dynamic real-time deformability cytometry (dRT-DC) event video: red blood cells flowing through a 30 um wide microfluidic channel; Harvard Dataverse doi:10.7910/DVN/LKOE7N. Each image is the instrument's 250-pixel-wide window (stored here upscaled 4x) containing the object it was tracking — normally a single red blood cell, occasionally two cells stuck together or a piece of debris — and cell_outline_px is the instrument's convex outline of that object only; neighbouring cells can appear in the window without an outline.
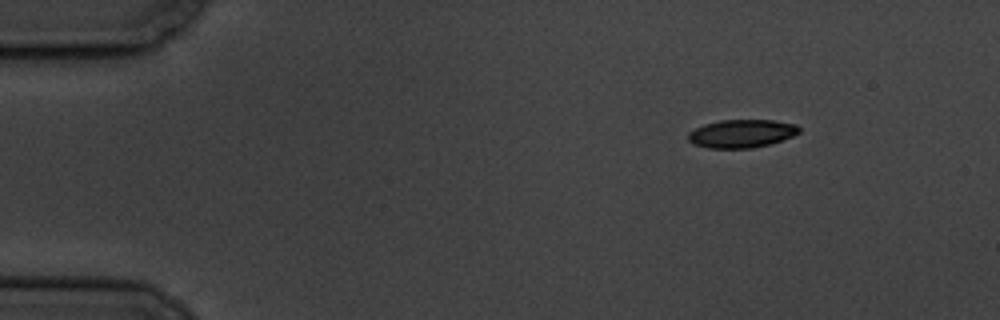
{"species": "common noctule bat (a hibernating species)", "species_latin": "Nyctalus noctula", "temperature_condition": "cold", "stored_images_in_passage": 3, "camera_frame_rate_fps": 3000, "um_per_image_px": 0.085, "animal": {"sex": "male", "body_mass_g": 19.5, "forearm_length_mm": 54.6}, "frame": {"image": 1, "passage_image": 1, "time_ms": 0.0, "image_size_px": [1000, 320], "cell_outline_px": [[800, 132], [792, 136], [768, 144], [752, 148], [708, 148], [692, 144], [688, 140], [688, 132], [704, 124], [720, 120], [776, 120], [796, 124], [800, 128]], "centroid_in_image_um": [63.02, 11.35], "position_along_channel_um": 22.0, "area_um2": 18.21}}